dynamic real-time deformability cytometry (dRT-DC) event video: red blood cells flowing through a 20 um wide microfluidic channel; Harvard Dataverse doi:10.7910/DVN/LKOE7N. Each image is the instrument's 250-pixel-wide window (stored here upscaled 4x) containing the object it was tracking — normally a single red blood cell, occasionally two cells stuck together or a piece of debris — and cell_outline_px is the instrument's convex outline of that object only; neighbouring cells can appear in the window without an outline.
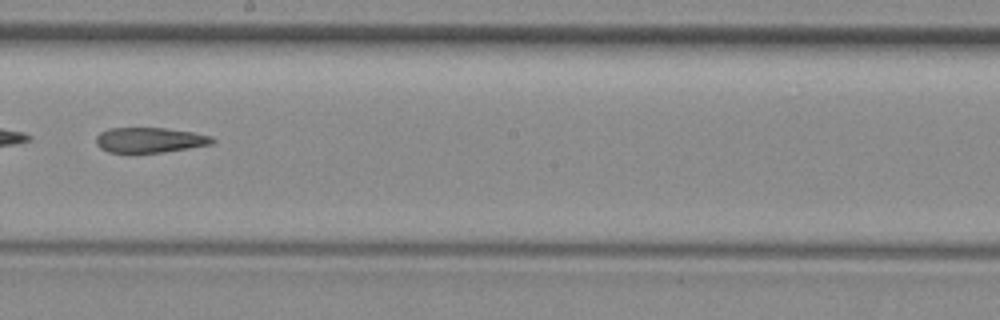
{"species": "common noctule bat (a hibernating species)", "species_latin": "Nyctalus noctula", "temperature_condition": "room temperature", "stored_images_in_passage": 33, "camera_frame_rate_fps": 3000, "um_per_image_px": 0.085, "animal": {"sex": "female", "body_mass_g": 29.2, "forearm_length_mm": 56.3}, "frame": {"image": 1, "passage_image": 15, "time_ms": 4.667, "image_size_px": [1000, 320], "cell_outline_px": [[216, 140], [212, 144], [164, 152], [108, 152], [100, 148], [96, 144], [96, 136], [100, 132], [108, 128], [164, 128], [192, 132], [212, 136]], "centroid_in_image_um": [12.72, 11.9], "position_along_channel_um": 235.5, "area_um2": 16.99}}
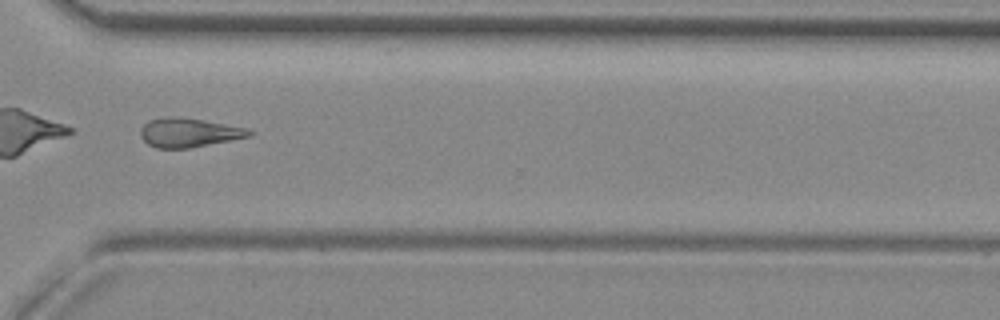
{"frame": {"image": 2, "passage_image": 24, "time_ms": 7.667, "image_size_px": [1000, 320], "cell_outline_px": [[256, 132], [252, 136], [188, 148], [156, 148], [148, 144], [140, 136], [140, 128], [148, 120], [164, 116], [180, 116], [204, 120], [244, 128]], "centroid_in_image_um": [16.01, 11.26], "position_along_channel_um": 354.6, "area_um2": 18.5}}